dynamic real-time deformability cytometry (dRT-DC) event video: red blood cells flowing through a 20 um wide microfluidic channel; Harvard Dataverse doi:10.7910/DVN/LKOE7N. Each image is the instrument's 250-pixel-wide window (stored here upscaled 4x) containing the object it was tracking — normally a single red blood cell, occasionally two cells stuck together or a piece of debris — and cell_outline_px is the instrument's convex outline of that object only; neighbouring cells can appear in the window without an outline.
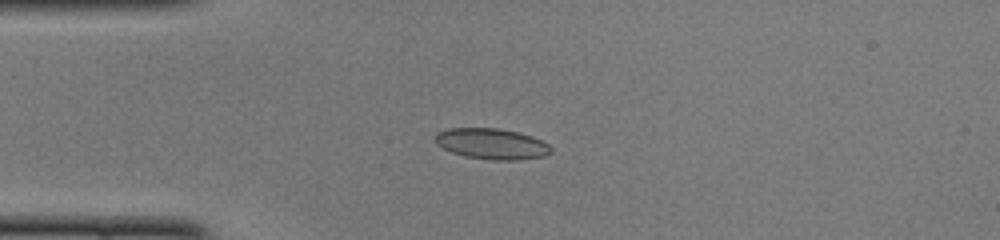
{"species": "common noctule bat (a hibernating species)", "species_latin": "Nyctalus noctula", "temperature_condition": "cold", "stored_images_in_passage": 39, "camera_frame_rate_fps": 3000, "um_per_image_px": 0.085, "animal": {"sex": "female", "body_mass_g": 22.0, "forearm_length_mm": 56.7}, "frame": {"image": 1, "passage_image": 1, "time_ms": 0.0, "image_size_px": [1000, 240], "cell_outline_px": [[552, 152], [544, 156], [520, 160], [492, 160], [464, 156], [452, 152], [436, 144], [436, 132], [448, 128], [500, 128], [520, 132], [532, 136], [548, 144], [552, 148]], "centroid_in_image_um": [41.82, 12.22], "position_along_channel_um": 43.2, "area_um2": 20.92}}
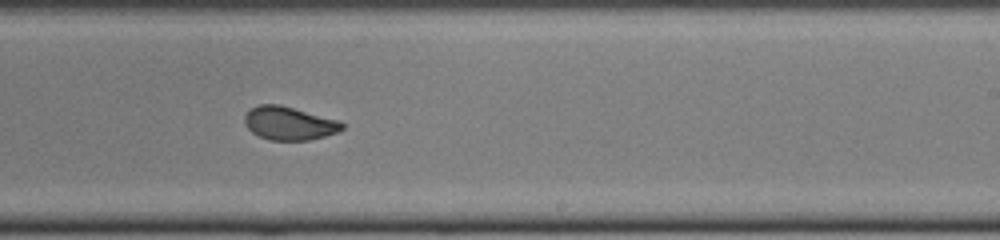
{"frame": {"image": 2, "passage_image": 19, "time_ms": 6.0, "image_size_px": [1000, 240], "cell_outline_px": [[344, 128], [340, 132], [308, 140], [268, 140], [252, 132], [244, 124], [244, 116], [256, 104], [280, 104], [340, 120], [344, 124]], "centroid_in_image_um": [24.6, 10.47], "position_along_channel_um": 264.4, "area_um2": 19.13}}
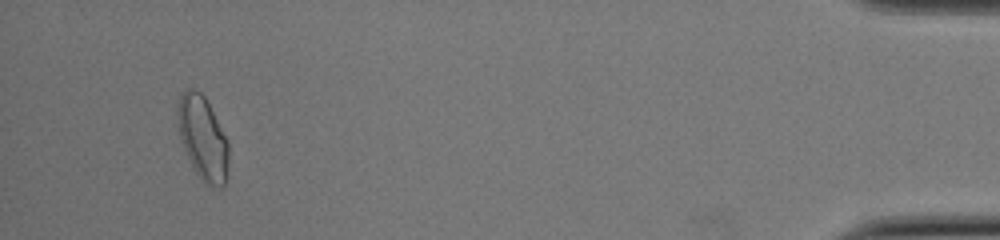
{"frame": {"image": 3, "passage_image": 36, "time_ms": 11.667, "image_size_px": [1000, 240], "cell_outline_px": [[228, 168], [224, 188], [220, 188], [204, 184], [200, 180], [192, 168], [184, 148], [180, 136], [176, 116], [176, 104], [180, 96], [188, 88], [192, 88], [200, 92], [204, 96], [228, 140]], "centroid_in_image_um": [17.23, 11.77], "position_along_channel_um": 418.0, "area_um2": 25.14}, "authors_computed_cell_mechanics": {"area_um2": 19.9988, "velocity_mm_per_s": 3.9899, "shape_relaxation_time_tau1_ms": 7.9276, "shape_relaxation_time_tau2_ms": 0.8596, "deformation_change_tau1": 0.1565, "deformation_change_tau2": 0.0539}}